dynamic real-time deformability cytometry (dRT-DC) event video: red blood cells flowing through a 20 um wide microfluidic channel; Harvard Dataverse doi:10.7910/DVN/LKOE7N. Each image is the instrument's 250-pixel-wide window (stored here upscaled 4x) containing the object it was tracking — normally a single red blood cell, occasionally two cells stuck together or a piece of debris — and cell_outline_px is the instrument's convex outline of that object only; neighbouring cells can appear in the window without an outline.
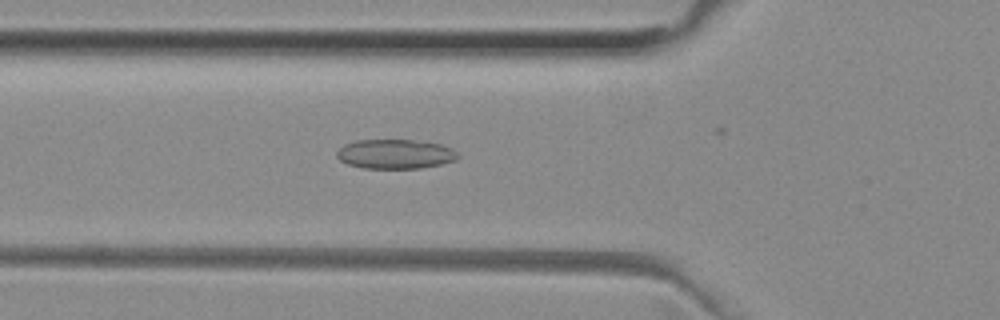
{"species": "common noctule bat (a hibernating species)", "species_latin": "Nyctalus noctula", "temperature_condition": "room temperature", "stored_images_in_passage": 41, "camera_frame_rate_fps": 3000, "um_per_image_px": 0.085, "animal": {"sex": "female", "body_mass_g": 29.2, "forearm_length_mm": 56.3}, "frame": {"image": 1, "passage_image": 17, "time_ms": 5.333, "image_size_px": [1000, 320], "cell_outline_px": [[460, 156], [456, 160], [440, 164], [420, 168], [364, 168], [348, 164], [340, 160], [336, 156], [336, 152], [344, 144], [356, 140], [412, 140], [440, 144], [452, 148]], "centroid_in_image_um": [33.59, 13.09], "position_along_channel_um": 92.2, "area_um2": 20.69}}
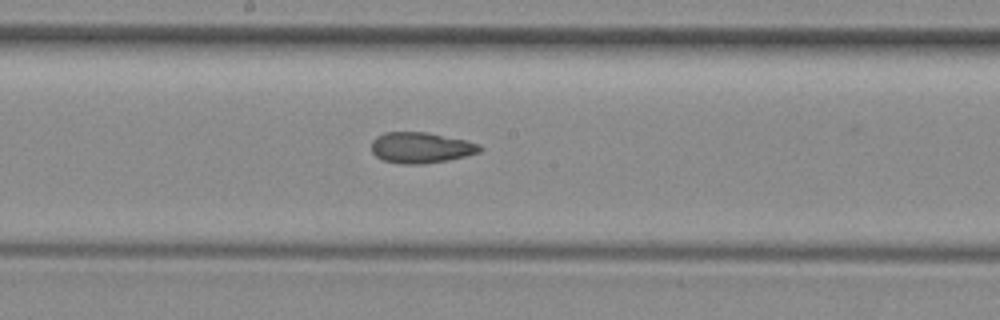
{"frame": {"image": 2, "passage_image": 26, "time_ms": 8.333, "image_size_px": [1000, 320], "cell_outline_px": [[484, 148], [480, 152], [448, 160], [424, 164], [404, 164], [384, 160], [376, 156], [372, 152], [372, 140], [376, 136], [384, 132], [428, 132], [464, 140], [480, 144]], "centroid_in_image_um": [35.78, 12.54], "position_along_channel_um": 212.4, "area_um2": 19.48}}
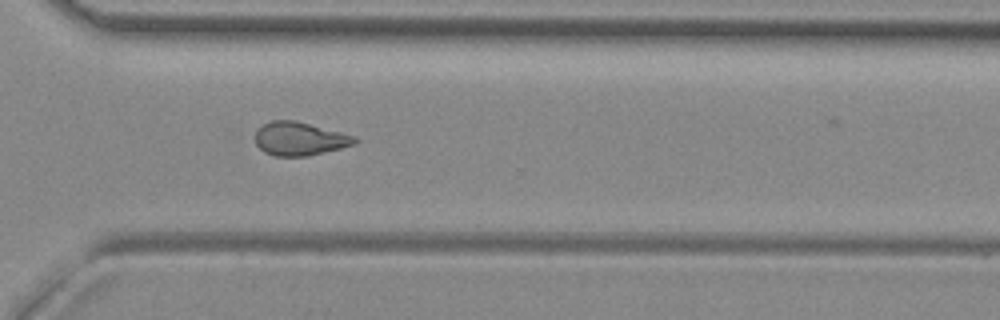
{"frame": {"image": 3, "passage_image": 36, "time_ms": 11.667, "image_size_px": [1000, 320], "cell_outline_px": [[360, 140], [356, 144], [308, 156], [272, 156], [264, 152], [256, 144], [252, 136], [256, 128], [272, 120], [296, 120], [356, 136]], "centroid_in_image_um": [25.43, 11.79], "position_along_channel_um": 345.2, "area_um2": 19.77}, "authors_computed_cell_mechanics": {"area_um2": 19.941, "velocity_mm_per_s": 3.9944, "shape_relaxation_time_tau1_ms": null, "shape_relaxation_time_tau2_ms": 3.3165, "deformation_change_tau1": null, "deformation_change_tau2": 0.1046}}